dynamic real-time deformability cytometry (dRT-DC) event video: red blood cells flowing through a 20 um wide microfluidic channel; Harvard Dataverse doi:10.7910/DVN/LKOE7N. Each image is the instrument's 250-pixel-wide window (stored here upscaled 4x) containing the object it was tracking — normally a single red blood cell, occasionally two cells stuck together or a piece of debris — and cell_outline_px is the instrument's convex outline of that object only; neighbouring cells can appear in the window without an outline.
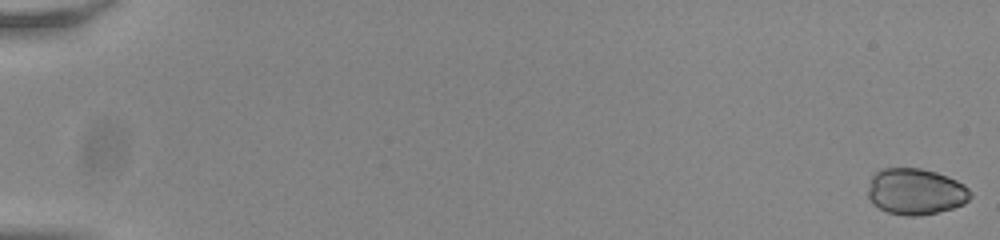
{"species": "common noctule bat (a hibernating species)", "species_latin": "Nyctalus noctula", "temperature_condition": "room temperature", "stored_images_in_passage": 19, "camera_frame_rate_fps": 3000, "um_per_image_px": 0.085, "animal": {"sex": "male", "body_mass_g": 20.0, "forearm_length_mm": 53.3}, "frame": {"image": 1, "passage_image": 1, "time_ms": 0.0, "image_size_px": [1000, 240], "cell_outline_px": [[972, 196], [964, 204], [952, 208], [920, 216], [904, 216], [888, 212], [872, 204], [868, 196], [868, 188], [872, 176], [876, 172], [884, 168], [920, 168], [936, 172], [948, 176], [964, 184], [972, 192]], "centroid_in_image_um": [77.84, 16.28], "position_along_channel_um": 7.2, "area_um2": 27.74}}
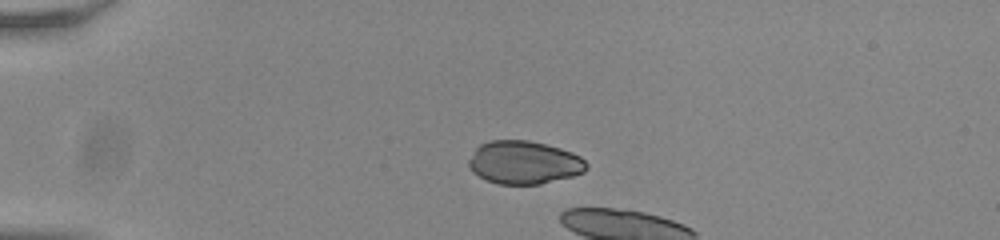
{"frame": {"image": 2, "passage_image": 15, "time_ms": 4.667, "image_size_px": [1000, 240], "cell_outline_px": [[588, 168], [584, 172], [572, 176], [540, 184], [496, 184], [472, 172], [468, 168], [468, 160], [476, 148], [480, 144], [488, 140], [528, 140], [560, 148], [572, 152], [580, 156], [588, 164]], "centroid_in_image_um": [44.53, 13.81], "position_along_channel_um": 40.5, "area_um2": 29.65}}